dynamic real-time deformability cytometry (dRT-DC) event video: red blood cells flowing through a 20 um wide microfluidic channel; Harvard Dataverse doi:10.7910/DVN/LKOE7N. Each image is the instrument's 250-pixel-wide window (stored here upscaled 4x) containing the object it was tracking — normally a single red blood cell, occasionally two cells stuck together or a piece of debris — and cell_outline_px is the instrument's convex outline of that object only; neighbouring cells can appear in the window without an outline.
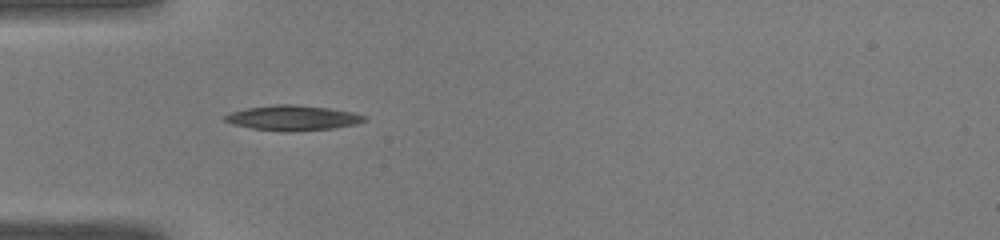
{"species": "common noctule bat (a hibernating species)", "species_latin": "Nyctalus noctula", "temperature_condition": "warm", "stored_images_in_passage": 35, "camera_frame_rate_fps": 3000, "um_per_image_px": 0.085, "animal": {"sex": "male", "body_mass_g": 19.0, "forearm_length_mm": 50.8}, "frame": {"image": 1, "passage_image": 1, "time_ms": 0.0, "image_size_px": [1000, 240], "cell_outline_px": [[368, 120], [360, 124], [332, 128], [292, 132], [284, 132], [252, 128], [232, 124], [224, 120], [224, 116], [232, 112], [248, 108], [276, 104], [296, 104], [328, 108], [352, 112], [364, 116]], "centroid_in_image_um": [24.92, 10.03], "position_along_channel_um": 60.1, "area_um2": 20.4}}
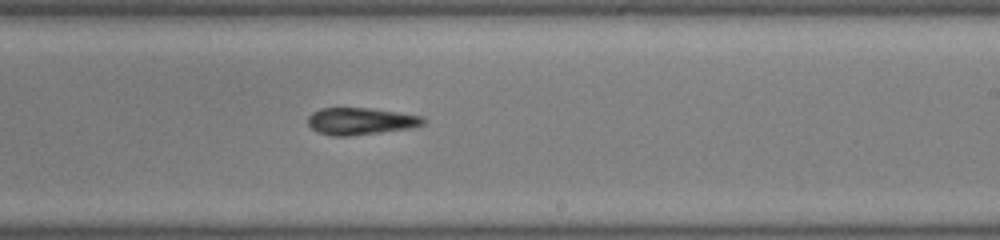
{"frame": {"image": 2, "passage_image": 16, "time_ms": 5.0, "image_size_px": [1000, 240], "cell_outline_px": [[428, 120], [424, 124], [412, 128], [348, 136], [332, 136], [316, 132], [308, 124], [308, 116], [312, 112], [320, 108], [372, 108], [424, 116]], "centroid_in_image_um": [30.68, 10.3], "position_along_channel_um": 258.3, "area_um2": 18.38}}
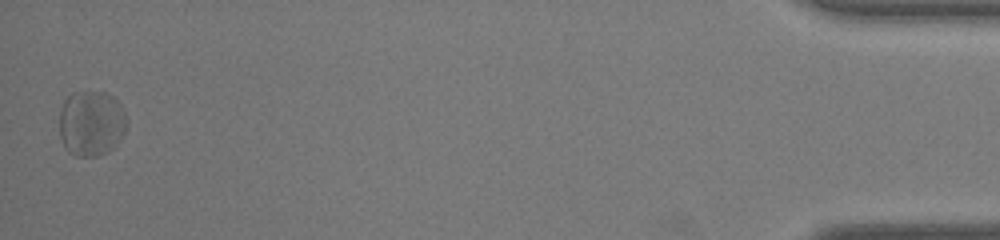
{"frame": {"image": 3, "passage_image": 35, "time_ms": 11.333, "image_size_px": [1000, 240], "cell_outline_px": [[128, 124], [120, 140], [108, 152], [96, 156], [76, 156], [68, 152], [64, 148], [60, 136], [60, 112], [64, 100], [72, 92], [104, 92], [112, 96], [120, 104], [128, 120]], "centroid_in_image_um": [7.76, 10.49], "position_along_channel_um": 427.4, "area_um2": 25.95}, "authors_computed_cell_mechanics": {"area_um2": 18.785, "velocity_mm_per_s": 4.0418, "shape_relaxation_time_tau1_ms": 1.9615, "shape_relaxation_time_tau2_ms": 2.5686, "deformation_change_tau1": 0.0866, "deformation_change_tau2": 0.103}}